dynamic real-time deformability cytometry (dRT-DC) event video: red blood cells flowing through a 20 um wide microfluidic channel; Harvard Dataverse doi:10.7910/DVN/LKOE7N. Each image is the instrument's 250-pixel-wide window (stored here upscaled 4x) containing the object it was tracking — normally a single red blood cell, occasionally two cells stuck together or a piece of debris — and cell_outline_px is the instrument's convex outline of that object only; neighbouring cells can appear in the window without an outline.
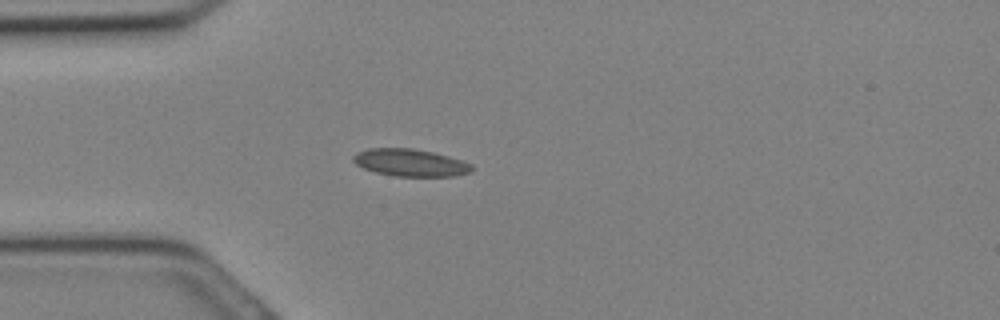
{"species": "Egyptian fruit bat (a non-hibernating species)", "species_latin": "Rousettus aegyptiacus", "temperature_condition": "cold", "stored_images_in_passage": 30, "camera_frame_rate_fps": 3000, "um_per_image_px": 0.085, "animal": {"sex": "female"}, "frame": {"image": 1, "passage_image": 8, "time_ms": 2.333, "image_size_px": [1000, 320], "cell_outline_px": [[472, 172], [456, 176], [392, 176], [376, 172], [364, 168], [356, 164], [352, 160], [352, 156], [356, 152], [368, 148], [412, 148], [432, 152], [448, 156], [472, 164]], "centroid_in_image_um": [34.85, 13.82], "position_along_channel_um": 50.1, "area_um2": 18.9}}
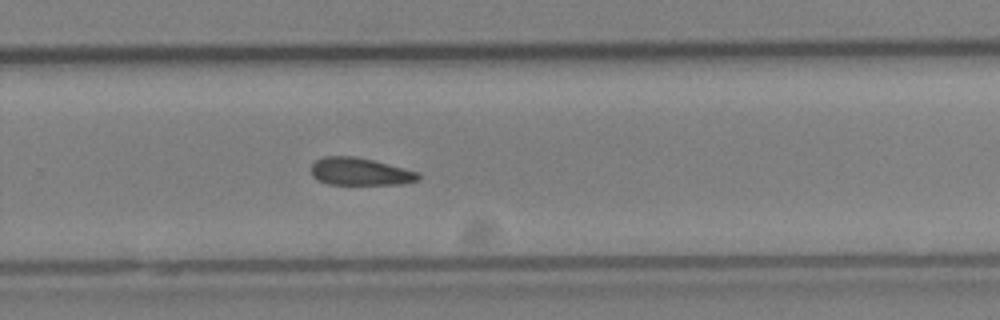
{"frame": {"image": 2, "passage_image": 20, "time_ms": 6.333, "image_size_px": [1000, 320], "cell_outline_px": [[420, 180], [400, 184], [328, 184], [312, 176], [312, 164], [316, 160], [324, 156], [352, 156], [372, 160], [420, 172]], "centroid_in_image_um": [30.63, 14.59], "position_along_channel_um": 299.2, "area_um2": 17.05}}
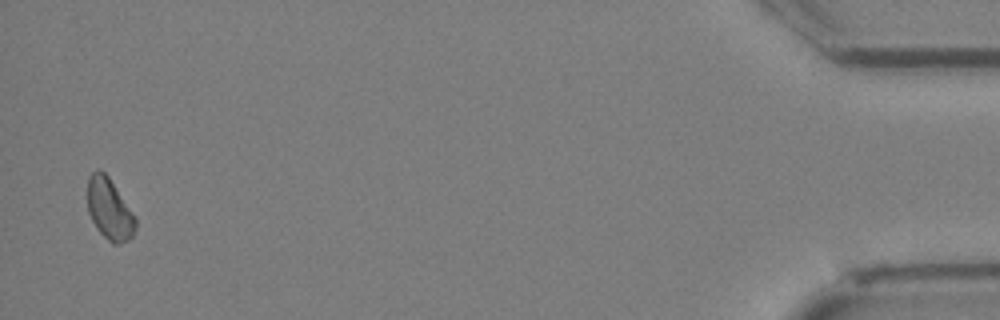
{"frame": {"image": 3, "passage_image": 30, "time_ms": 9.667, "image_size_px": [1000, 320], "cell_outline_px": [[136, 228], [132, 236], [128, 240], [120, 244], [112, 244], [96, 228], [88, 212], [88, 176], [92, 172], [104, 172], [108, 176], [136, 220]], "centroid_in_image_um": [9.29, 17.82], "position_along_channel_um": 425.9, "area_um2": 16.65}}